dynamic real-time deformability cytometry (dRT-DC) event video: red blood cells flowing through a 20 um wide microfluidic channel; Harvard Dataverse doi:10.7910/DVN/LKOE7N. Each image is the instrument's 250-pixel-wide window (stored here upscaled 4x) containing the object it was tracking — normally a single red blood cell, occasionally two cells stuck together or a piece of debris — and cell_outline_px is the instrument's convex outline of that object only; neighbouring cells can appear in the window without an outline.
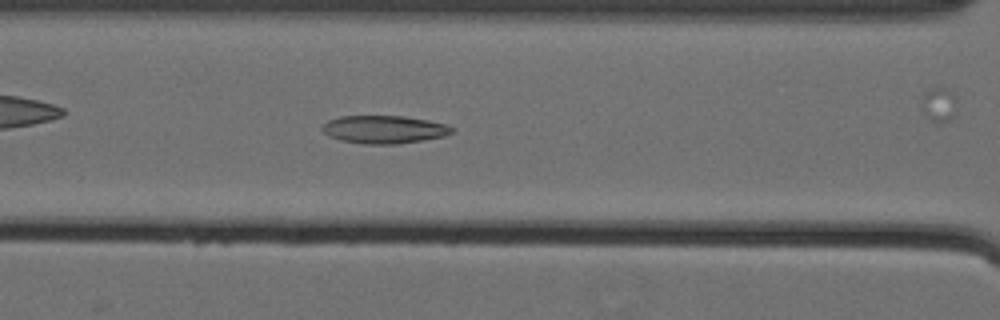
{"species": "Egyptian fruit bat (a non-hibernating species)", "species_latin": "Rousettus aegyptiacus", "temperature_condition": "cold", "stored_images_in_passage": 60, "camera_frame_rate_fps": 3000, "um_per_image_px": 0.085, "animal": {"sex": "female"}, "frame": {"image": 1, "passage_image": 28, "time_ms": 9.0, "image_size_px": [1000, 320], "cell_outline_px": [[456, 128], [452, 132], [444, 136], [396, 144], [364, 144], [340, 140], [328, 136], [320, 128], [328, 120], [340, 116], [404, 116], [428, 120], [448, 124]], "centroid_in_image_um": [32.65, 11.0], "position_along_channel_um": 134.0, "area_um2": 21.15}}
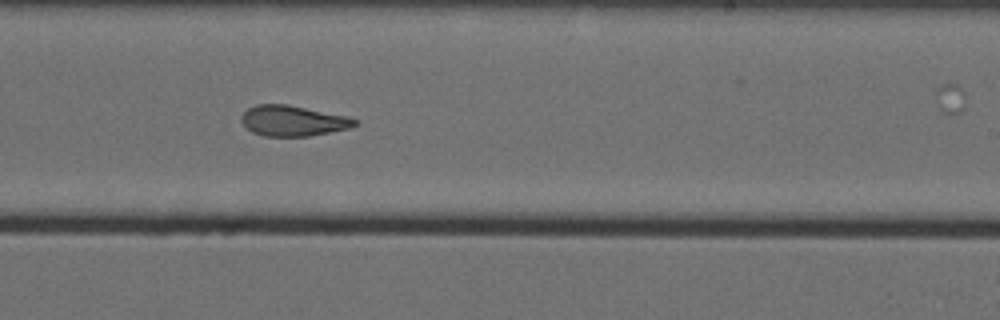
{"frame": {"image": 2, "passage_image": 39, "time_ms": 12.667, "image_size_px": [1000, 320], "cell_outline_px": [[356, 124], [348, 128], [308, 136], [264, 136], [252, 132], [240, 120], [240, 116], [248, 108], [256, 104], [288, 104], [348, 116], [356, 120]], "centroid_in_image_um": [24.86, 10.25], "position_along_channel_um": 264.1, "area_um2": 20.06}}
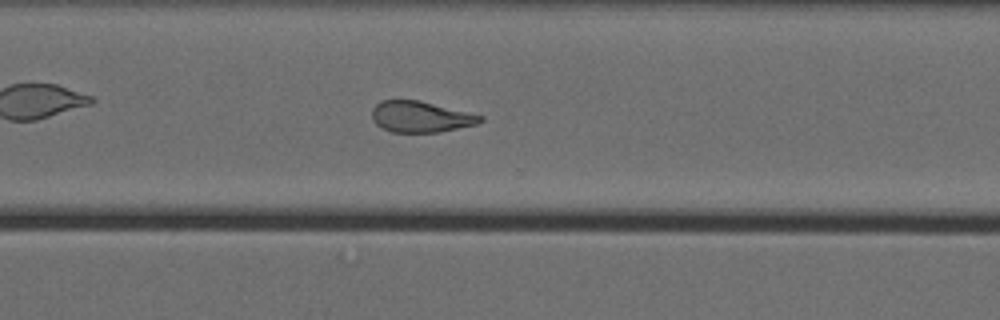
{"frame": {"image": 3, "passage_image": 45, "time_ms": 14.667, "image_size_px": [1000, 320], "cell_outline_px": [[484, 120], [476, 124], [440, 132], [392, 132], [380, 128], [372, 120], [372, 108], [380, 100], [420, 100], [484, 116]], "centroid_in_image_um": [35.73, 9.92], "position_along_channel_um": 334.9, "area_um2": 19.71}, "authors_computed_cell_mechanics": {"area_um2": 22.0507, "velocity_mm_per_s": 3.5538, "shape_relaxation_time_tau1_ms": null, "shape_relaxation_time_tau2_ms": 3.4751, "deformation_change_tau1": null, "deformation_change_tau2": 0.1107}}